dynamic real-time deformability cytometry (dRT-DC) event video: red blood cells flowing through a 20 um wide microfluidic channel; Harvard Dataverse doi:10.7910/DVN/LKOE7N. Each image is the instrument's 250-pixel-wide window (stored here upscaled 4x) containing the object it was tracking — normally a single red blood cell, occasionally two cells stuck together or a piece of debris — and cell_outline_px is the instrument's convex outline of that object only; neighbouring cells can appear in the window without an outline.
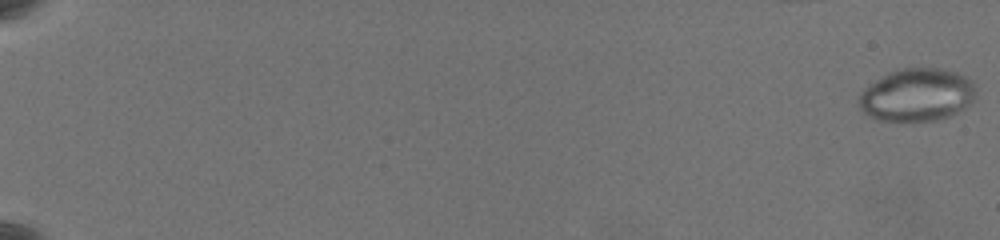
{"species": "common noctule bat (a hibernating species)", "species_latin": "Nyctalus noctula", "temperature_condition": "warm", "stored_images_in_passage": 65, "camera_frame_rate_fps": 3000, "um_per_image_px": 0.085, "animal": {"sex": "female", "body_mass_g": 19.5, "forearm_length_mm": 54.1}, "frame": {"image": 1, "passage_image": 1, "time_ms": 0.0, "image_size_px": [1000, 240], "cell_outline_px": [[976, 100], [952, 116], [936, 120], [904, 124], [876, 120], [864, 112], [860, 108], [860, 92], [864, 88], [888, 72], [900, 68], [940, 68], [956, 72], [972, 80], [976, 88]], "centroid_in_image_um": [77.96, 8.11], "position_along_channel_um": 7.0, "area_um2": 36.99}}
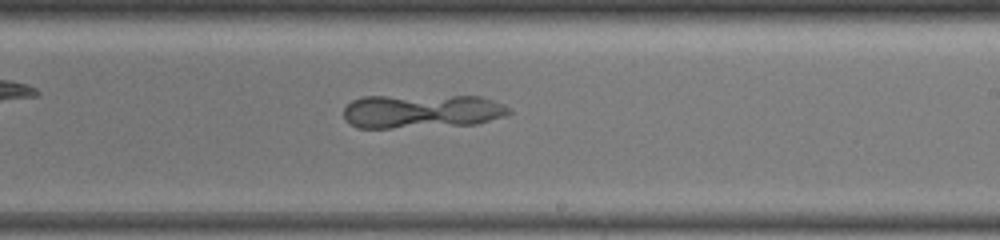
{"frame": {"image": 2, "passage_image": 43, "time_ms": 14.0, "image_size_px": [1000, 240], "cell_outline_px": [[512, 112], [504, 116], [476, 124], [392, 128], [356, 128], [344, 120], [344, 108], [352, 100], [364, 96], [480, 96], [504, 104], [512, 108]], "centroid_in_image_um": [35.84, 9.46], "position_along_channel_um": 253.2, "area_um2": 32.95}}
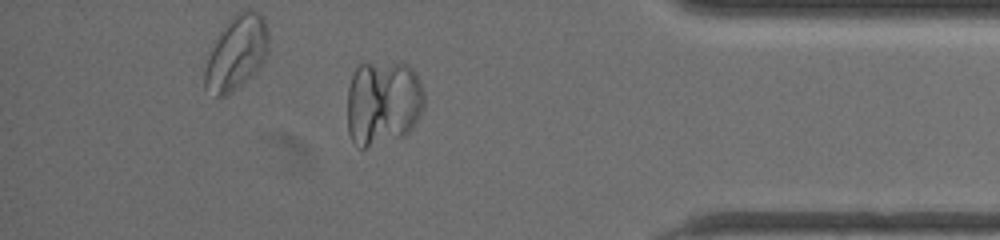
{"frame": {"image": 3, "passage_image": 58, "time_ms": 19.0, "image_size_px": [1000, 240], "cell_outline_px": [[424, 108], [412, 128], [404, 136], [364, 148], [360, 148], [352, 140], [348, 132], [348, 88], [352, 76], [356, 68], [360, 64], [408, 64], [416, 72], [424, 92]], "centroid_in_image_um": [32.57, 8.75], "position_along_channel_um": 402.6, "area_um2": 38.21}}